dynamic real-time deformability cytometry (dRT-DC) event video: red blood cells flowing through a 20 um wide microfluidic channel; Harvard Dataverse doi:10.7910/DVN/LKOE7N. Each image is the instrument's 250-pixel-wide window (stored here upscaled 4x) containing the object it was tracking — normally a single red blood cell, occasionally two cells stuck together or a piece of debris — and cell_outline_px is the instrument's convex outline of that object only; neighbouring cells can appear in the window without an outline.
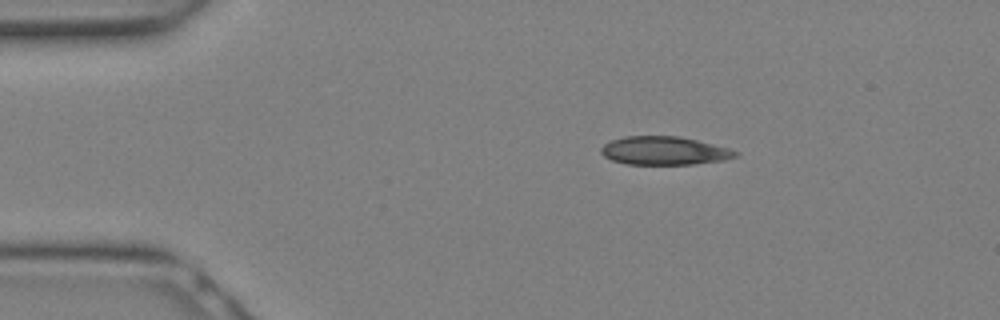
{"species": "Egyptian fruit bat (a non-hibernating species)", "species_latin": "Rousettus aegyptiacus", "temperature_condition": "warm", "stored_images_in_passage": 11, "camera_frame_rate_fps": 3000, "um_per_image_px": 0.085, "animal": {"sex": "female"}, "frame": {"image": 1, "passage_image": 4, "time_ms": 1.0, "image_size_px": [1000, 320], "cell_outline_px": [[740, 156], [724, 160], [692, 164], [624, 164], [612, 160], [604, 156], [600, 152], [600, 148], [604, 144], [612, 140], [624, 136], [680, 136], [728, 148], [740, 152]], "centroid_in_image_um": [56.46, 12.81], "position_along_channel_um": 28.5, "area_um2": 22.25}}
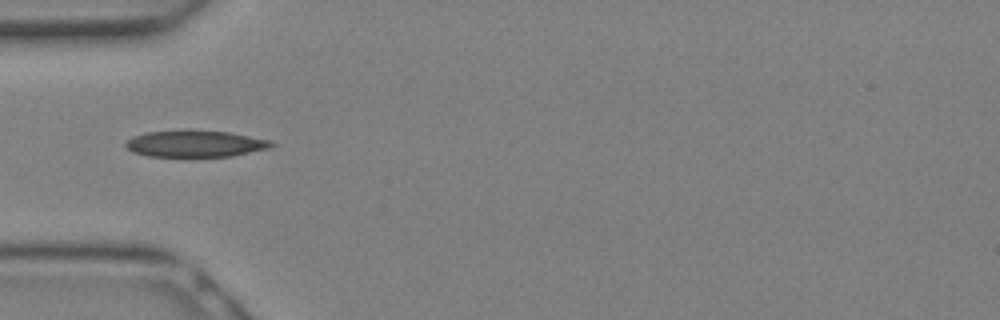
{"frame": {"image": 2, "passage_image": 8, "time_ms": 2.333, "image_size_px": [1000, 320], "cell_outline_px": [[276, 144], [272, 148], [232, 156], [188, 160], [148, 156], [132, 152], [124, 144], [132, 136], [148, 132], [228, 132], [272, 140]], "centroid_in_image_um": [16.63, 12.3], "position_along_channel_um": 68.4, "area_um2": 23.18}}
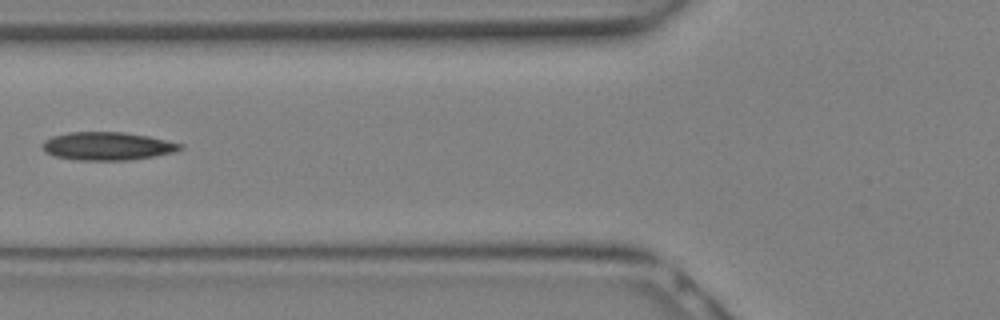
{"frame": {"image": 3, "passage_image": 10, "time_ms": 3.0, "image_size_px": [1000, 320], "cell_outline_px": [[184, 148], [172, 152], [156, 156], [128, 160], [76, 160], [56, 156], [44, 152], [40, 144], [44, 140], [52, 136], [68, 132], [124, 132], [148, 136], [184, 144]], "centroid_in_image_um": [9.11, 12.42], "position_along_channel_um": 116.7, "area_um2": 22.72}}